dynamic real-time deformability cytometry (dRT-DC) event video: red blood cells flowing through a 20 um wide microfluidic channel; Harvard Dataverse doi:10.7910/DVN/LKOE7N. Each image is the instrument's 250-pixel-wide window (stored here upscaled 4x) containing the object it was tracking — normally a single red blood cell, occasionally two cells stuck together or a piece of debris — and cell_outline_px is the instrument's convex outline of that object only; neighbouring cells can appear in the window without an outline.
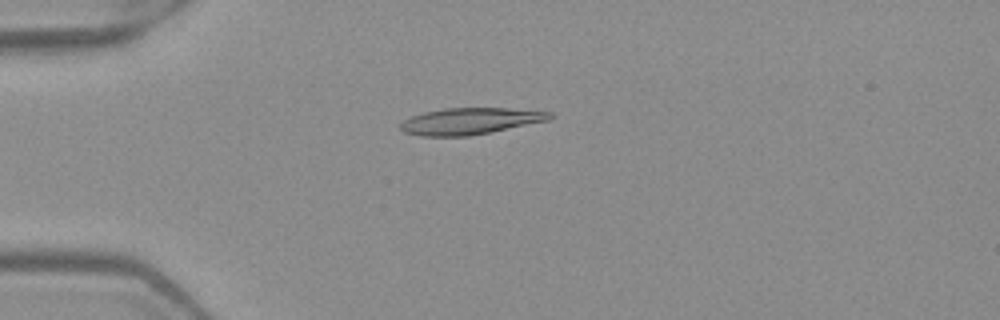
{"species": "Egyptian fruit bat (a non-hibernating species)", "species_latin": "Rousettus aegyptiacus", "temperature_condition": "warm", "stored_images_in_passage": 52, "camera_frame_rate_fps": 3000, "um_per_image_px": 0.085, "frame": {"image": 1, "passage_image": 14, "time_ms": 4.333, "image_size_px": [1000, 320], "cell_outline_px": [[552, 116], [548, 120], [468, 136], [424, 136], [404, 132], [400, 128], [400, 124], [404, 120], [412, 116], [424, 112], [444, 108], [508, 108], [552, 112]], "centroid_in_image_um": [39.93, 10.28], "position_along_channel_um": 45.1, "area_um2": 22.72}}
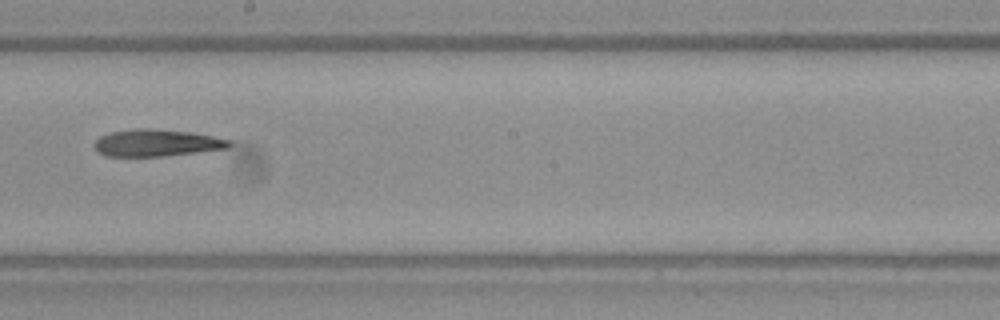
{"frame": {"image": 2, "passage_image": 30, "time_ms": 9.667, "image_size_px": [1000, 320], "cell_outline_px": [[232, 144], [228, 148], [164, 156], [104, 156], [96, 152], [92, 144], [100, 136], [112, 132], [136, 128], [152, 128], [188, 132], [212, 136], [232, 140]], "centroid_in_image_um": [13.27, 12.15], "position_along_channel_um": 234.9, "area_um2": 21.27}}
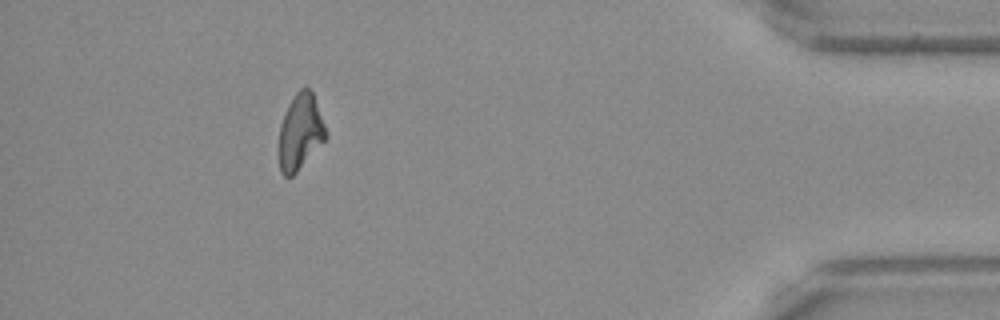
{"frame": {"image": 3, "passage_image": 47, "time_ms": 15.333, "image_size_px": [1000, 320], "cell_outline_px": [[328, 136], [296, 172], [292, 176], [284, 176], [280, 172], [276, 152], [276, 148], [280, 124], [284, 112], [292, 96], [304, 84], [312, 92], [328, 132]], "centroid_in_image_um": [25.46, 11.21], "position_along_channel_um": 409.7, "area_um2": 21.33}}